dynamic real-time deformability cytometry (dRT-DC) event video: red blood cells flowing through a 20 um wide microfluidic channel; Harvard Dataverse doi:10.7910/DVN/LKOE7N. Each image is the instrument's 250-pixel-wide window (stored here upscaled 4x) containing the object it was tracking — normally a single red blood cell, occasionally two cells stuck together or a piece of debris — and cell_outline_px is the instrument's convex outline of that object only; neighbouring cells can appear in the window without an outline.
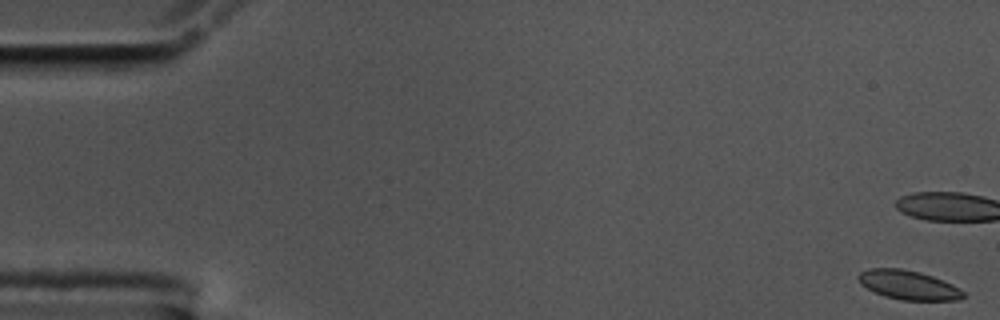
{"species": "common noctule bat (a hibernating species)", "species_latin": "Nyctalus noctula", "temperature_condition": "cold", "stored_images_in_passage": 57, "camera_frame_rate_fps": 3000, "um_per_image_px": 0.085, "animal": {"sex": "male", "body_mass_g": 17.5, "forearm_length_mm": 52.3}, "frame": {"image": 1, "passage_image": 1, "time_ms": 0.0, "image_size_px": [1000, 320], "cell_outline_px": [[964, 296], [960, 300], [900, 300], [884, 296], [860, 284], [856, 276], [860, 272], [868, 268], [900, 268], [920, 272], [932, 276], [952, 284], [960, 288], [964, 292]], "centroid_in_image_um": [77.2, 24.22], "position_along_channel_um": 7.8, "area_um2": 17.86}, "authors_computed_cell_mechanics": {"area_um2": 18.3226, "velocity_mm_per_s": 3.5152, "shape_relaxation_time_tau1_ms": null, "shape_relaxation_time_tau2_ms": 2.138, "deformation_change_tau1": null, "deformation_change_tau2": 0.0543}}